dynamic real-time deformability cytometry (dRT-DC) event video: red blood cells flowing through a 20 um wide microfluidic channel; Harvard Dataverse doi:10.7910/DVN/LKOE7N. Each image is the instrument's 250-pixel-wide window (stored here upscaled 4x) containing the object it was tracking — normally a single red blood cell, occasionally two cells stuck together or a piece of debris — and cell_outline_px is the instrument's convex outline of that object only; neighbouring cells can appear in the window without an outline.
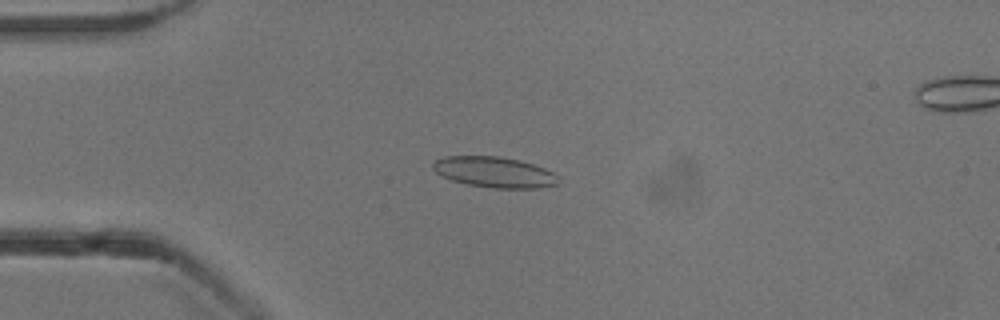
{"species": "common noctule bat (a hibernating species)", "species_latin": "Nyctalus noctula", "temperature_condition": "cold", "stored_images_in_passage": 51, "camera_frame_rate_fps": 3000, "um_per_image_px": 0.085, "animal": {"sex": "male", "body_mass_g": 13.3}, "frame": {"image": 1, "passage_image": 13, "time_ms": 4.0, "image_size_px": [1000, 320], "cell_outline_px": [[560, 176], [556, 184], [536, 188], [492, 188], [468, 184], [452, 180], [436, 172], [432, 168], [432, 164], [436, 160], [444, 156], [500, 156], [520, 160], [544, 168]], "centroid_in_image_um": [42.02, 14.62], "position_along_channel_um": 43.0, "area_um2": 22.31}}
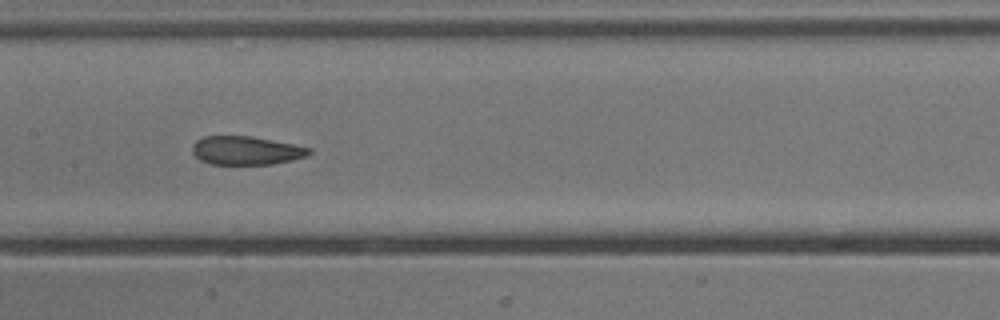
{"frame": {"image": 2, "passage_image": 26, "time_ms": 8.333, "image_size_px": [1000, 320], "cell_outline_px": [[312, 152], [308, 156], [292, 160], [272, 164], [208, 164], [200, 160], [192, 152], [192, 144], [196, 140], [204, 136], [252, 136], [312, 148]], "centroid_in_image_um": [20.91, 12.79], "position_along_channel_um": 186.5, "area_um2": 19.54}}
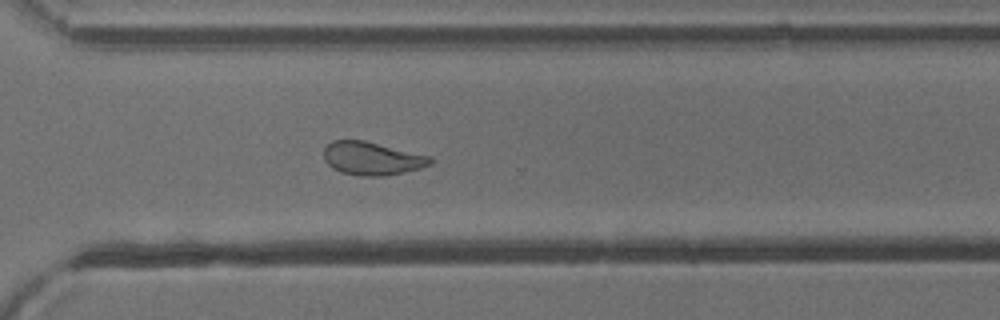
{"frame": {"image": 3, "passage_image": 38, "time_ms": 12.333, "image_size_px": [1000, 320], "cell_outline_px": [[436, 160], [432, 164], [420, 168], [404, 172], [384, 176], [360, 176], [340, 172], [332, 168], [324, 160], [324, 148], [332, 140], [364, 140], [432, 156]], "centroid_in_image_um": [31.65, 13.47], "position_along_channel_um": 339.0, "area_um2": 20.87}, "authors_computed_cell_mechanics": {"area_um2": 20.4034, "velocity_mm_per_s": 3.824, "shape_relaxation_time_tau1_ms": 9.0456, "shape_relaxation_time_tau2_ms": 1.8309, "deformation_change_tau1": 0.1789, "deformation_change_tau2": 0.0653}}